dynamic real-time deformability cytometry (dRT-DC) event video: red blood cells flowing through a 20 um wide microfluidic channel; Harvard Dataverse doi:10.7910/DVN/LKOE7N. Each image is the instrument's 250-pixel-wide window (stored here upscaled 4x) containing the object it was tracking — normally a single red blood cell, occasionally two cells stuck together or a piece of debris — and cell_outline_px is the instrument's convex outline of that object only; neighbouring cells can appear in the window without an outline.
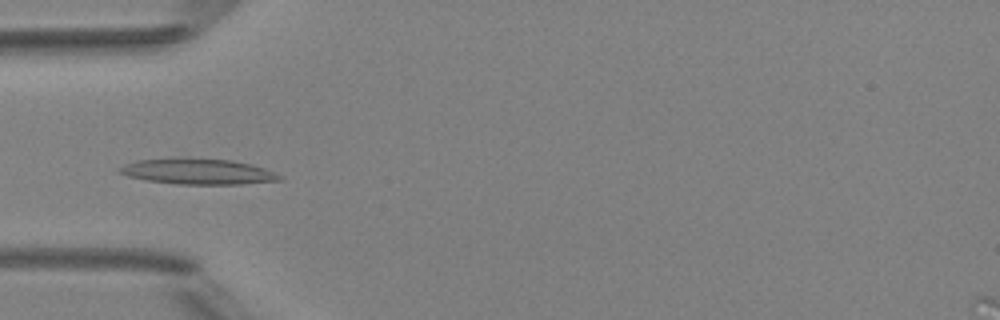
{"species": "Egyptian fruit bat (a non-hibernating species)", "species_latin": "Rousettus aegyptiacus", "temperature_condition": "room temperature", "stored_images_in_passage": 5, "camera_frame_rate_fps": 3000, "um_per_image_px": 0.085, "animal": {"sex": "female"}, "frame": {"image": 1, "passage_image": 5, "time_ms": 4.667, "image_size_px": [1000, 320], "cell_outline_px": [[284, 180], [240, 184], [176, 184], [148, 180], [128, 176], [116, 172], [116, 168], [124, 164], [136, 160], [184, 156], [232, 160], [252, 164], [264, 168], [284, 176]], "centroid_in_image_um": [16.79, 14.55], "position_along_channel_um": 68.2, "area_um2": 24.68}}